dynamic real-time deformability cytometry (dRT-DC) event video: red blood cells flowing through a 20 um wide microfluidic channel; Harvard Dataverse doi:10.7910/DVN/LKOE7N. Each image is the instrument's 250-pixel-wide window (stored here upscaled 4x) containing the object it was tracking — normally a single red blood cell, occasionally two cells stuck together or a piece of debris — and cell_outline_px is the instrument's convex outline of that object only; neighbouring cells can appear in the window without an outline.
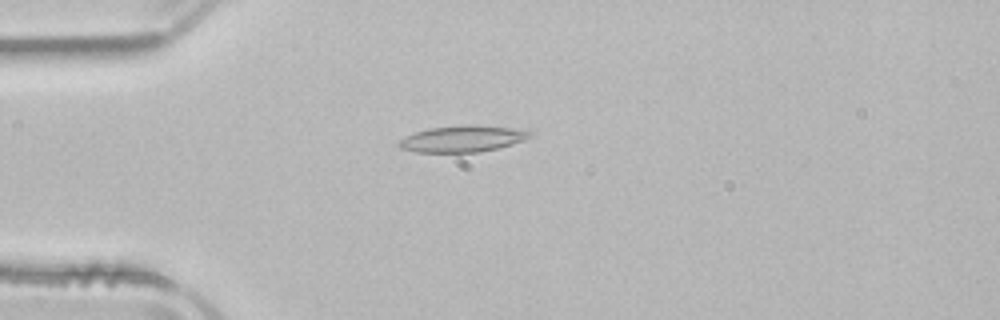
{"species": "common noctule bat (a hibernating species)", "species_latin": "Nyctalus noctula", "temperature_condition": "room temperature", "stored_images_in_passage": 44, "camera_frame_rate_fps": 3000, "um_per_image_px": 0.085, "animal": {"sex": "male", "body_mass_g": 21.5, "forearm_length_mm": 52.0}, "frame": {"image": 1, "passage_image": 6, "time_ms": 1.667, "image_size_px": [1000, 320], "cell_outline_px": [[536, 132], [532, 136], [524, 140], [500, 148], [480, 152], [416, 152], [400, 148], [396, 144], [400, 140], [416, 132], [428, 128], [468, 124], [472, 124], [512, 128]], "centroid_in_image_um": [39.36, 11.79], "position_along_channel_um": 45.6, "area_um2": 20.29}}
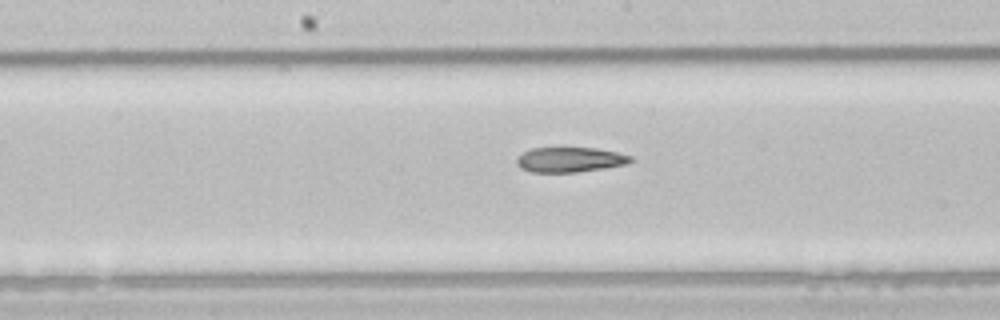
{"frame": {"image": 2, "passage_image": 19, "time_ms": 6.0, "image_size_px": [1000, 320], "cell_outline_px": [[636, 160], [628, 164], [604, 168], [576, 172], [532, 172], [520, 168], [516, 164], [516, 156], [532, 148], [560, 144], [596, 148], [616, 152], [632, 156]], "centroid_in_image_um": [48.42, 13.51], "position_along_channel_um": 199.8, "area_um2": 17.63}}
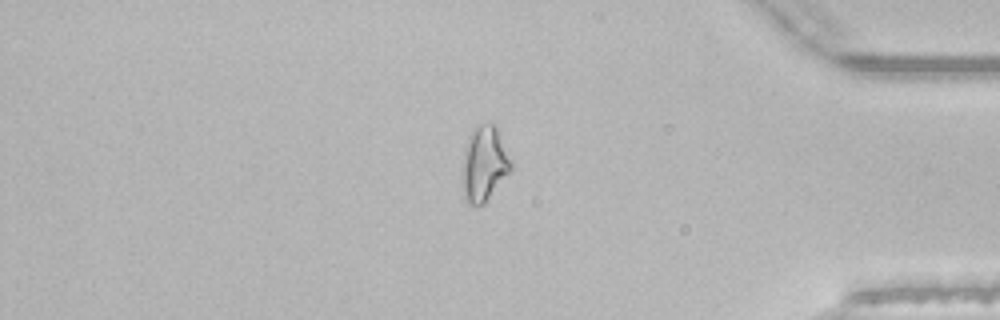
{"frame": {"image": 3, "passage_image": 36, "time_ms": 11.667, "image_size_px": [1000, 320], "cell_outline_px": [[512, 172], [480, 204], [468, 204], [464, 200], [464, 152], [468, 136], [480, 124], [496, 124], [500, 128], [512, 160]], "centroid_in_image_um": [41.23, 13.84], "position_along_channel_um": 394.0, "area_um2": 21.1}, "authors_computed_cell_mechanics": {"area_um2": 18.7272, "velocity_mm_per_s": 3.9401, "shape_relaxation_time_tau1_ms": null, "shape_relaxation_time_tau2_ms": 6.8276, "deformation_change_tau1": null, "deformation_change_tau2": 0.1795}}